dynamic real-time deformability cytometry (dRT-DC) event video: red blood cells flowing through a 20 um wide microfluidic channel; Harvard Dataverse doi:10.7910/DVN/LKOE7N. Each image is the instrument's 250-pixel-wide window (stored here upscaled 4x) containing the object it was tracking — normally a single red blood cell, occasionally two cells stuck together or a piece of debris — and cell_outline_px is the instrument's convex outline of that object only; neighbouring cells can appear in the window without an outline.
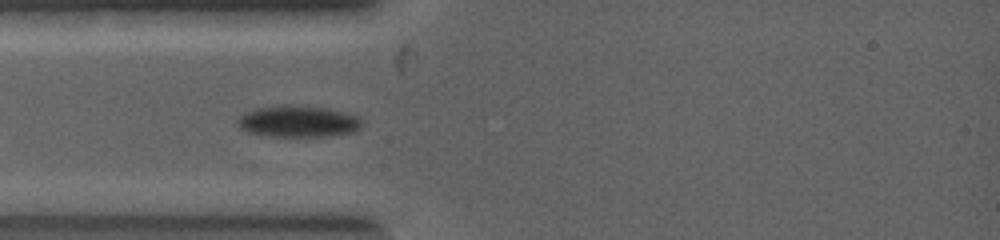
{"species": "common noctule bat (a hibernating species)", "species_latin": "Nyctalus noctula", "temperature_condition": "warm", "stored_images_in_passage": 6, "camera_frame_rate_fps": 5000, "um_per_image_px": 0.085, "animal": {"sex": "female", "body_mass_g": 19.0, "forearm_length_mm": 53.3}, "frame": {"image": 1, "passage_image": 3, "time_ms": 0.8, "image_size_px": [1000, 240], "cell_outline_px": [[364, 124], [356, 132], [332, 136], [268, 136], [248, 132], [240, 128], [236, 124], [236, 120], [240, 116], [248, 112], [260, 108], [328, 108], [344, 112], [356, 116]], "centroid_in_image_um": [25.4, 10.38], "position_along_channel_um": 59.6, "area_um2": 21.91}}